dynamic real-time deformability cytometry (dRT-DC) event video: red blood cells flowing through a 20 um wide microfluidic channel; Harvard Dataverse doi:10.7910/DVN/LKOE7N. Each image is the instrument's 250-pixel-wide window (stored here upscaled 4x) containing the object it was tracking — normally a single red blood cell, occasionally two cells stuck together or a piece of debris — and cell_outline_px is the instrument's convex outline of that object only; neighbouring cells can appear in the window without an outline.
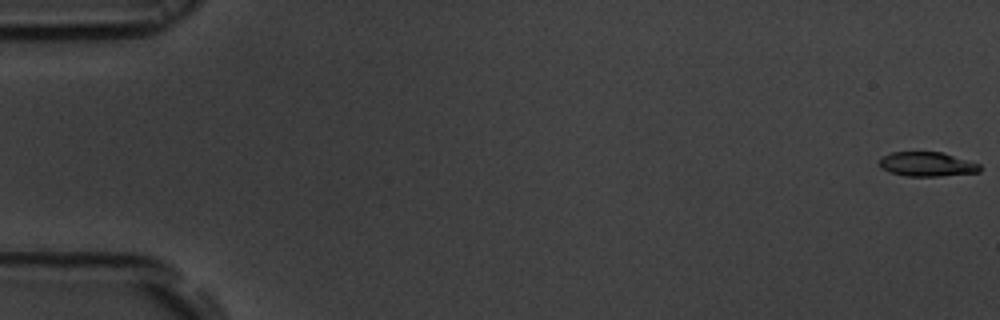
{"species": "common noctule bat (a hibernating species)", "species_latin": "Nyctalus noctula", "temperature_condition": "room temperature", "stored_images_in_passage": 56, "camera_frame_rate_fps": 3000, "um_per_image_px": 0.085, "animal": {"sex": "male", "body_mass_g": 19.5, "forearm_length_mm": 54.6}, "frame": {"image": 1, "passage_image": 1, "time_ms": 0.0, "image_size_px": [1000, 320], "cell_outline_px": [[980, 172], [940, 176], [904, 176], [888, 172], [880, 168], [880, 160], [884, 156], [892, 152], [944, 152], [980, 164]], "centroid_in_image_um": [78.8, 13.96], "position_along_channel_um": 6.2, "area_um2": 14.33}}
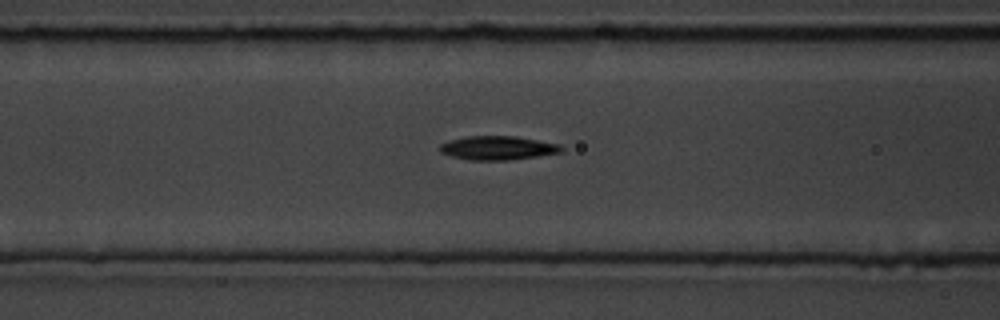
{"frame": {"image": 2, "passage_image": 23, "time_ms": 7.333, "image_size_px": [1000, 320], "cell_outline_px": [[564, 148], [560, 152], [536, 156], [508, 160], [468, 160], [452, 156], [440, 152], [440, 144], [448, 140], [468, 136], [516, 136], [560, 144]], "centroid_in_image_um": [42.29, 12.57], "position_along_channel_um": 124.3, "area_um2": 16.82}}
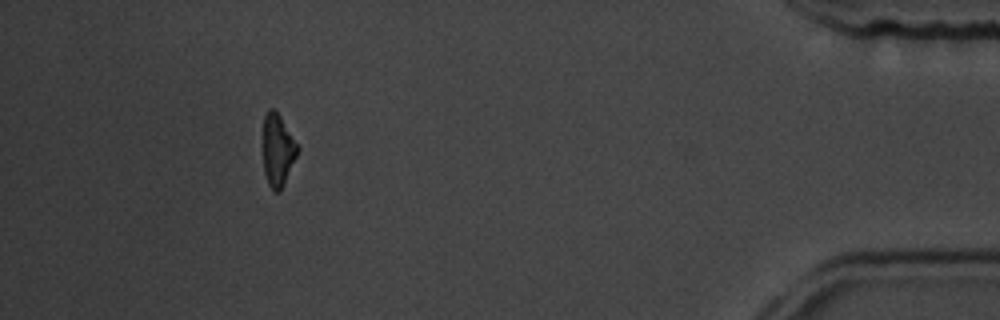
{"frame": {"image": 3, "passage_image": 51, "time_ms": 16.667, "image_size_px": [1000, 320], "cell_outline_px": [[300, 148], [284, 184], [280, 192], [276, 192], [268, 184], [264, 172], [264, 116], [268, 108], [272, 108], [280, 116]], "centroid_in_image_um": [23.62, 12.77], "position_along_channel_um": 411.6, "area_um2": 14.28}, "authors_computed_cell_mechanics": {"area_um2": 15.8372, "velocity_mm_per_s": 3.7248, "shape_relaxation_time_tau1_ms": 4.3514, "shape_relaxation_time_tau2_ms": null, "deformation_change_tau1": 0.1425, "deformation_change_tau2": null}}